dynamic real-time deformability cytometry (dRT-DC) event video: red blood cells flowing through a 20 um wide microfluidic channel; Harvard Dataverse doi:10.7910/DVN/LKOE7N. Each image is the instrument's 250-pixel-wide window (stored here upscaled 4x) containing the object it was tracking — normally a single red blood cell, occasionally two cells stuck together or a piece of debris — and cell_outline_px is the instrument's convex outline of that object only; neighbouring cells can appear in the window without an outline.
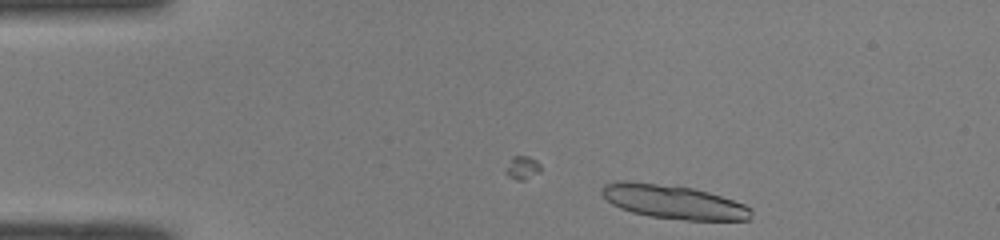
{"species": "common noctule bat (a hibernating species)", "species_latin": "Nyctalus noctula", "temperature_condition": "room temperature", "stored_images_in_passage": 4, "camera_frame_rate_fps": 3000, "um_per_image_px": 0.085, "animal": {"sex": "male", "body_mass_g": 19.0, "forearm_length_mm": 50.8}, "frame": {"image": 1, "passage_image": 4, "time_ms": 1.0, "image_size_px": [1000, 240], "cell_outline_px": [[752, 220], [684, 220], [648, 216], [632, 212], [620, 208], [612, 204], [600, 192], [600, 188], [604, 184], [616, 180], [628, 180], [692, 188], [708, 192], [744, 204], [752, 208]], "centroid_in_image_um": [57.22, 17.16], "position_along_channel_um": 27.8, "area_um2": 29.59}}